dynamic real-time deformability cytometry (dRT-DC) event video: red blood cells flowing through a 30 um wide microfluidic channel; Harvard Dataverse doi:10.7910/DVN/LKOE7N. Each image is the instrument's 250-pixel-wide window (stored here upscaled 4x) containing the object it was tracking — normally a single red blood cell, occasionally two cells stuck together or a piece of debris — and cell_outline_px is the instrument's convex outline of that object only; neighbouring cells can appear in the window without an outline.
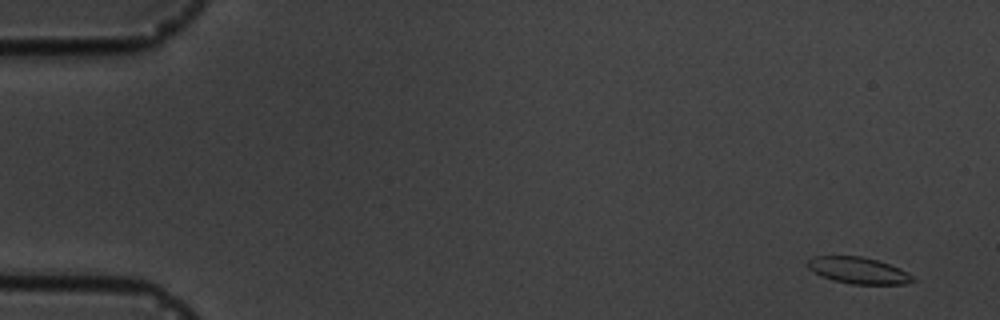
{"species": "common noctule bat (a hibernating species)", "species_latin": "Nyctalus noctula", "temperature_condition": "cold", "stored_images_in_passage": 5, "camera_frame_rate_fps": 3000, "um_per_image_px": 0.085, "animal": {"sex": "male", "body_mass_g": 19.5, "forearm_length_mm": 54.6}, "frame": {"image": 1, "passage_image": 1, "time_ms": 0.0, "image_size_px": [1000, 320], "cell_outline_px": [[916, 280], [904, 284], [852, 284], [832, 280], [820, 276], [808, 268], [808, 260], [812, 256], [864, 256], [900, 268], [908, 272]], "centroid_in_image_um": [72.95, 22.99], "position_along_channel_um": 12.1, "area_um2": 16.24}}